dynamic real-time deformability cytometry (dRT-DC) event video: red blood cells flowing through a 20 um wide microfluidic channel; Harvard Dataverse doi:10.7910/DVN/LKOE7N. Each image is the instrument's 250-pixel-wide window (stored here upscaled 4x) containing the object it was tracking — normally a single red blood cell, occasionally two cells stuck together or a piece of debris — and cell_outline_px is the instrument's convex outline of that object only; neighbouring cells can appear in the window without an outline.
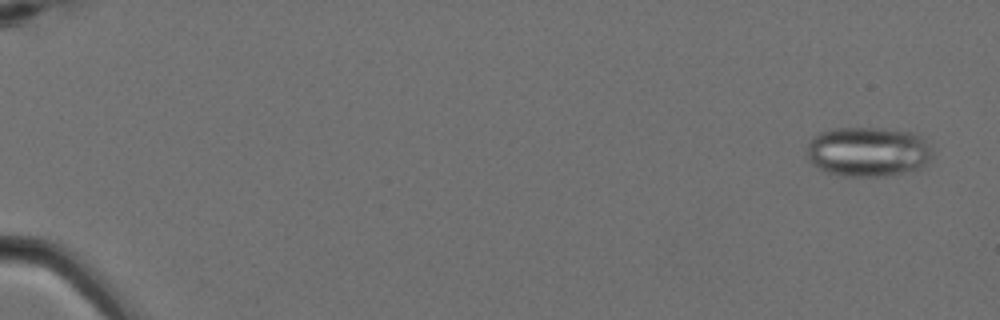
{"species": "Egyptian fruit bat (a non-hibernating species)", "species_latin": "Rousettus aegyptiacus", "temperature_condition": "cold", "stored_images_in_passage": 6, "camera_frame_rate_fps": 3000, "um_per_image_px": 0.085, "animal": {"sex": "female"}, "frame": {"image": 1, "passage_image": 1, "time_ms": 0.0, "image_size_px": [1000, 320], "cell_outline_px": [[932, 156], [920, 168], [884, 176], [840, 176], [824, 172], [812, 164], [808, 160], [808, 144], [812, 136], [820, 132], [832, 128], [880, 128], [912, 132], [920, 136], [932, 148]], "centroid_in_image_um": [73.74, 12.89], "position_along_channel_um": 11.3, "area_um2": 36.53}}